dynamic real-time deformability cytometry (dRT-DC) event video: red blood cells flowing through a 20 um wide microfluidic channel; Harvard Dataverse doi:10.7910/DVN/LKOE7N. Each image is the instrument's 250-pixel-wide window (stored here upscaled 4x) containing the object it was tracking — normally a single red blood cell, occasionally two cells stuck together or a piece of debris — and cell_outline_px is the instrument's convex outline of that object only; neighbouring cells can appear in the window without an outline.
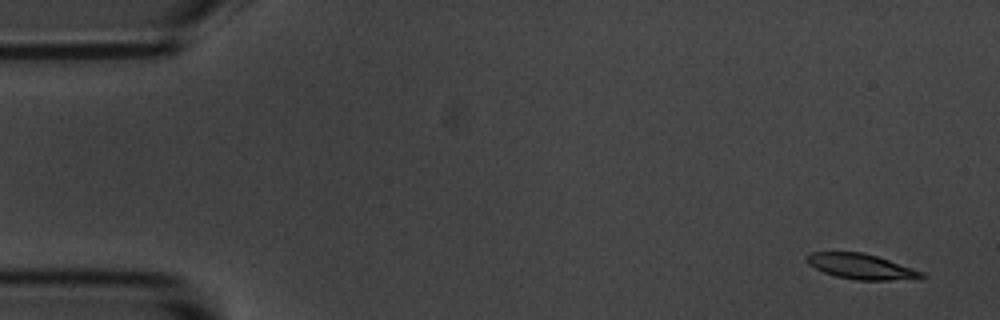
{"species": "common noctule bat (a hibernating species)", "species_latin": "Nyctalus noctula", "temperature_condition": "room temperature", "stored_images_in_passage": 4, "camera_frame_rate_fps": 3000, "um_per_image_px": 0.085, "animal": {"sex": "male", "body_mass_g": 20.1, "forearm_length_mm": 53.5}, "frame": {"image": 1, "passage_image": 1, "time_ms": 0.0, "image_size_px": [1000, 320], "cell_outline_px": [[928, 276], [888, 280], [856, 280], [836, 276], [824, 272], [808, 264], [804, 260], [804, 256], [812, 252], [864, 252], [924, 272]], "centroid_in_image_um": [73.12, 22.64], "position_along_channel_um": 11.9, "area_um2": 16.7}}